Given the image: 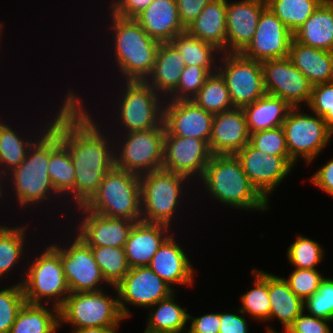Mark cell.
I'll list each match as a JSON object with an SVG mask.
<instances>
[{"label": "cell", "instance_id": "47", "mask_svg": "<svg viewBox=\"0 0 333 333\" xmlns=\"http://www.w3.org/2000/svg\"><path fill=\"white\" fill-rule=\"evenodd\" d=\"M325 277L317 269L295 268L284 278L289 288L304 302L311 297L319 288L321 281Z\"/></svg>", "mask_w": 333, "mask_h": 333}, {"label": "cell", "instance_id": "3", "mask_svg": "<svg viewBox=\"0 0 333 333\" xmlns=\"http://www.w3.org/2000/svg\"><path fill=\"white\" fill-rule=\"evenodd\" d=\"M113 40L114 63L123 81H146L151 75L159 41L150 37L135 18L108 11Z\"/></svg>", "mask_w": 333, "mask_h": 333}, {"label": "cell", "instance_id": "23", "mask_svg": "<svg viewBox=\"0 0 333 333\" xmlns=\"http://www.w3.org/2000/svg\"><path fill=\"white\" fill-rule=\"evenodd\" d=\"M174 237L172 233L164 241L148 267L172 288L173 285L190 286L194 283L195 269L185 249Z\"/></svg>", "mask_w": 333, "mask_h": 333}, {"label": "cell", "instance_id": "21", "mask_svg": "<svg viewBox=\"0 0 333 333\" xmlns=\"http://www.w3.org/2000/svg\"><path fill=\"white\" fill-rule=\"evenodd\" d=\"M266 0H226V53H241L252 41Z\"/></svg>", "mask_w": 333, "mask_h": 333}, {"label": "cell", "instance_id": "32", "mask_svg": "<svg viewBox=\"0 0 333 333\" xmlns=\"http://www.w3.org/2000/svg\"><path fill=\"white\" fill-rule=\"evenodd\" d=\"M268 296L270 300V316L283 325L284 332L304 310V302L289 288L284 277L268 273Z\"/></svg>", "mask_w": 333, "mask_h": 333}, {"label": "cell", "instance_id": "41", "mask_svg": "<svg viewBox=\"0 0 333 333\" xmlns=\"http://www.w3.org/2000/svg\"><path fill=\"white\" fill-rule=\"evenodd\" d=\"M95 262L110 286H116L130 270L124 247H91Z\"/></svg>", "mask_w": 333, "mask_h": 333}, {"label": "cell", "instance_id": "46", "mask_svg": "<svg viewBox=\"0 0 333 333\" xmlns=\"http://www.w3.org/2000/svg\"><path fill=\"white\" fill-rule=\"evenodd\" d=\"M319 115L333 132V81L312 86L309 104L305 107Z\"/></svg>", "mask_w": 333, "mask_h": 333}, {"label": "cell", "instance_id": "5", "mask_svg": "<svg viewBox=\"0 0 333 333\" xmlns=\"http://www.w3.org/2000/svg\"><path fill=\"white\" fill-rule=\"evenodd\" d=\"M38 253L33 260L31 258L27 262V270L23 275L21 273L23 278L18 280L22 285L25 301L42 305L51 302L53 307L60 309L71 293L61 262V248L56 243H51Z\"/></svg>", "mask_w": 333, "mask_h": 333}, {"label": "cell", "instance_id": "57", "mask_svg": "<svg viewBox=\"0 0 333 333\" xmlns=\"http://www.w3.org/2000/svg\"><path fill=\"white\" fill-rule=\"evenodd\" d=\"M3 26H4V25L0 23V39H1V40H2L1 37H2V35H3V34H2V32H3V28H4ZM1 40H0V41H1ZM0 44H2V43H0Z\"/></svg>", "mask_w": 333, "mask_h": 333}, {"label": "cell", "instance_id": "29", "mask_svg": "<svg viewBox=\"0 0 333 333\" xmlns=\"http://www.w3.org/2000/svg\"><path fill=\"white\" fill-rule=\"evenodd\" d=\"M186 31L226 53V0L208 3Z\"/></svg>", "mask_w": 333, "mask_h": 333}, {"label": "cell", "instance_id": "39", "mask_svg": "<svg viewBox=\"0 0 333 333\" xmlns=\"http://www.w3.org/2000/svg\"><path fill=\"white\" fill-rule=\"evenodd\" d=\"M192 100L213 115L234 108L226 81L219 71L206 78L204 85Z\"/></svg>", "mask_w": 333, "mask_h": 333}, {"label": "cell", "instance_id": "33", "mask_svg": "<svg viewBox=\"0 0 333 333\" xmlns=\"http://www.w3.org/2000/svg\"><path fill=\"white\" fill-rule=\"evenodd\" d=\"M291 108L282 98L267 93L244 106L249 133L282 126Z\"/></svg>", "mask_w": 333, "mask_h": 333}, {"label": "cell", "instance_id": "49", "mask_svg": "<svg viewBox=\"0 0 333 333\" xmlns=\"http://www.w3.org/2000/svg\"><path fill=\"white\" fill-rule=\"evenodd\" d=\"M333 321L307 314L304 310L293 321L284 333H331ZM266 333H280L273 327L267 326Z\"/></svg>", "mask_w": 333, "mask_h": 333}, {"label": "cell", "instance_id": "53", "mask_svg": "<svg viewBox=\"0 0 333 333\" xmlns=\"http://www.w3.org/2000/svg\"><path fill=\"white\" fill-rule=\"evenodd\" d=\"M241 315H239V313ZM238 313V314H237ZM237 313L220 312V330L219 333H248V322L245 314L240 311Z\"/></svg>", "mask_w": 333, "mask_h": 333}, {"label": "cell", "instance_id": "12", "mask_svg": "<svg viewBox=\"0 0 333 333\" xmlns=\"http://www.w3.org/2000/svg\"><path fill=\"white\" fill-rule=\"evenodd\" d=\"M218 63L233 107L243 108L266 94L261 62L246 58L242 53H222Z\"/></svg>", "mask_w": 333, "mask_h": 333}, {"label": "cell", "instance_id": "25", "mask_svg": "<svg viewBox=\"0 0 333 333\" xmlns=\"http://www.w3.org/2000/svg\"><path fill=\"white\" fill-rule=\"evenodd\" d=\"M135 19L160 43L170 42L186 31L180 22L176 0H153Z\"/></svg>", "mask_w": 333, "mask_h": 333}, {"label": "cell", "instance_id": "10", "mask_svg": "<svg viewBox=\"0 0 333 333\" xmlns=\"http://www.w3.org/2000/svg\"><path fill=\"white\" fill-rule=\"evenodd\" d=\"M117 133V136L121 137H119V141L114 140V144H116L114 146L116 168L138 175L162 169L165 135L163 123L153 129L131 131L124 134L120 131Z\"/></svg>", "mask_w": 333, "mask_h": 333}, {"label": "cell", "instance_id": "50", "mask_svg": "<svg viewBox=\"0 0 333 333\" xmlns=\"http://www.w3.org/2000/svg\"><path fill=\"white\" fill-rule=\"evenodd\" d=\"M188 323L187 333H219L220 313H206L195 318L188 313Z\"/></svg>", "mask_w": 333, "mask_h": 333}, {"label": "cell", "instance_id": "56", "mask_svg": "<svg viewBox=\"0 0 333 333\" xmlns=\"http://www.w3.org/2000/svg\"><path fill=\"white\" fill-rule=\"evenodd\" d=\"M4 181L8 182V181H7V175H5V174H1V173H0V201L3 200V198H5V197H2V196H5V195H4V192H5V191H3V189H4L3 187L6 186V185H8V184H7L6 182H4ZM5 183H6V184H5ZM3 184H5V185H3ZM1 198H2V199H1Z\"/></svg>", "mask_w": 333, "mask_h": 333}, {"label": "cell", "instance_id": "6", "mask_svg": "<svg viewBox=\"0 0 333 333\" xmlns=\"http://www.w3.org/2000/svg\"><path fill=\"white\" fill-rule=\"evenodd\" d=\"M185 182L190 185L187 177L163 168L141 174V221L165 224L172 228L171 224L177 219L176 213L181 212L183 193L186 187L189 188Z\"/></svg>", "mask_w": 333, "mask_h": 333}, {"label": "cell", "instance_id": "51", "mask_svg": "<svg viewBox=\"0 0 333 333\" xmlns=\"http://www.w3.org/2000/svg\"><path fill=\"white\" fill-rule=\"evenodd\" d=\"M153 0H112L110 12L124 18H136Z\"/></svg>", "mask_w": 333, "mask_h": 333}, {"label": "cell", "instance_id": "2", "mask_svg": "<svg viewBox=\"0 0 333 333\" xmlns=\"http://www.w3.org/2000/svg\"><path fill=\"white\" fill-rule=\"evenodd\" d=\"M205 193L236 210H269L268 201L251 184L236 155H212L200 180Z\"/></svg>", "mask_w": 333, "mask_h": 333}, {"label": "cell", "instance_id": "30", "mask_svg": "<svg viewBox=\"0 0 333 333\" xmlns=\"http://www.w3.org/2000/svg\"><path fill=\"white\" fill-rule=\"evenodd\" d=\"M297 42L333 52V0H324L293 33Z\"/></svg>", "mask_w": 333, "mask_h": 333}, {"label": "cell", "instance_id": "17", "mask_svg": "<svg viewBox=\"0 0 333 333\" xmlns=\"http://www.w3.org/2000/svg\"><path fill=\"white\" fill-rule=\"evenodd\" d=\"M212 152L209 143L190 137L165 134L163 141V169L183 175L190 181L201 179Z\"/></svg>", "mask_w": 333, "mask_h": 333}, {"label": "cell", "instance_id": "19", "mask_svg": "<svg viewBox=\"0 0 333 333\" xmlns=\"http://www.w3.org/2000/svg\"><path fill=\"white\" fill-rule=\"evenodd\" d=\"M213 114L200 108L193 100H167L163 106L165 134L190 137L209 143Z\"/></svg>", "mask_w": 333, "mask_h": 333}, {"label": "cell", "instance_id": "34", "mask_svg": "<svg viewBox=\"0 0 333 333\" xmlns=\"http://www.w3.org/2000/svg\"><path fill=\"white\" fill-rule=\"evenodd\" d=\"M175 297L176 292H173L148 308L150 313L144 332L187 333L188 311L175 301Z\"/></svg>", "mask_w": 333, "mask_h": 333}, {"label": "cell", "instance_id": "16", "mask_svg": "<svg viewBox=\"0 0 333 333\" xmlns=\"http://www.w3.org/2000/svg\"><path fill=\"white\" fill-rule=\"evenodd\" d=\"M261 64L267 94L282 98L291 107L302 108V102L309 104L313 85L289 57L265 60Z\"/></svg>", "mask_w": 333, "mask_h": 333}, {"label": "cell", "instance_id": "9", "mask_svg": "<svg viewBox=\"0 0 333 333\" xmlns=\"http://www.w3.org/2000/svg\"><path fill=\"white\" fill-rule=\"evenodd\" d=\"M114 296L106 290L97 292L70 293L59 309L60 327L65 324L75 328L120 326L125 320L119 307L115 286ZM117 297V298H116Z\"/></svg>", "mask_w": 333, "mask_h": 333}, {"label": "cell", "instance_id": "22", "mask_svg": "<svg viewBox=\"0 0 333 333\" xmlns=\"http://www.w3.org/2000/svg\"><path fill=\"white\" fill-rule=\"evenodd\" d=\"M250 133L243 108L214 114L209 147L213 155H235L249 143Z\"/></svg>", "mask_w": 333, "mask_h": 333}, {"label": "cell", "instance_id": "20", "mask_svg": "<svg viewBox=\"0 0 333 333\" xmlns=\"http://www.w3.org/2000/svg\"><path fill=\"white\" fill-rule=\"evenodd\" d=\"M80 211L76 221L77 235L90 247H124L135 221L112 218L88 211L84 206L74 208ZM82 213V214H81ZM79 222V223H78Z\"/></svg>", "mask_w": 333, "mask_h": 333}, {"label": "cell", "instance_id": "42", "mask_svg": "<svg viewBox=\"0 0 333 333\" xmlns=\"http://www.w3.org/2000/svg\"><path fill=\"white\" fill-rule=\"evenodd\" d=\"M324 250L316 240L300 234L287 248L288 262L298 269H317L324 258Z\"/></svg>", "mask_w": 333, "mask_h": 333}, {"label": "cell", "instance_id": "54", "mask_svg": "<svg viewBox=\"0 0 333 333\" xmlns=\"http://www.w3.org/2000/svg\"><path fill=\"white\" fill-rule=\"evenodd\" d=\"M310 182L333 197V159L318 168L311 176Z\"/></svg>", "mask_w": 333, "mask_h": 333}, {"label": "cell", "instance_id": "4", "mask_svg": "<svg viewBox=\"0 0 333 333\" xmlns=\"http://www.w3.org/2000/svg\"><path fill=\"white\" fill-rule=\"evenodd\" d=\"M49 160L50 126L30 146L25 160L7 174L8 181L11 183L8 188L14 192L12 194L20 208L24 210L35 208L46 200H48L47 203L52 202V197H57L58 200L61 197L55 191L48 175Z\"/></svg>", "mask_w": 333, "mask_h": 333}, {"label": "cell", "instance_id": "18", "mask_svg": "<svg viewBox=\"0 0 333 333\" xmlns=\"http://www.w3.org/2000/svg\"><path fill=\"white\" fill-rule=\"evenodd\" d=\"M293 33L266 7L252 41L241 52L246 58L265 61L289 57Z\"/></svg>", "mask_w": 333, "mask_h": 333}, {"label": "cell", "instance_id": "26", "mask_svg": "<svg viewBox=\"0 0 333 333\" xmlns=\"http://www.w3.org/2000/svg\"><path fill=\"white\" fill-rule=\"evenodd\" d=\"M185 67L181 54L169 42L160 43L153 71L146 82L166 99L177 88Z\"/></svg>", "mask_w": 333, "mask_h": 333}, {"label": "cell", "instance_id": "28", "mask_svg": "<svg viewBox=\"0 0 333 333\" xmlns=\"http://www.w3.org/2000/svg\"><path fill=\"white\" fill-rule=\"evenodd\" d=\"M48 175L55 191L66 202H74L75 170L68 148L60 141L59 133L50 125V160ZM71 197V198H70ZM71 199V200H70Z\"/></svg>", "mask_w": 333, "mask_h": 333}, {"label": "cell", "instance_id": "8", "mask_svg": "<svg viewBox=\"0 0 333 333\" xmlns=\"http://www.w3.org/2000/svg\"><path fill=\"white\" fill-rule=\"evenodd\" d=\"M115 103V119L123 133L148 130L163 123L165 99L146 81H124ZM124 90V91H123ZM120 95V96H119ZM119 119V121L117 120ZM124 129V130H123Z\"/></svg>", "mask_w": 333, "mask_h": 333}, {"label": "cell", "instance_id": "55", "mask_svg": "<svg viewBox=\"0 0 333 333\" xmlns=\"http://www.w3.org/2000/svg\"><path fill=\"white\" fill-rule=\"evenodd\" d=\"M118 327L120 326L75 328L72 333H117Z\"/></svg>", "mask_w": 333, "mask_h": 333}, {"label": "cell", "instance_id": "48", "mask_svg": "<svg viewBox=\"0 0 333 333\" xmlns=\"http://www.w3.org/2000/svg\"><path fill=\"white\" fill-rule=\"evenodd\" d=\"M249 143L257 150L272 155H289L282 126L250 134Z\"/></svg>", "mask_w": 333, "mask_h": 333}, {"label": "cell", "instance_id": "14", "mask_svg": "<svg viewBox=\"0 0 333 333\" xmlns=\"http://www.w3.org/2000/svg\"><path fill=\"white\" fill-rule=\"evenodd\" d=\"M115 287L125 319L131 316L127 305L148 309L176 291L148 266L130 268Z\"/></svg>", "mask_w": 333, "mask_h": 333}, {"label": "cell", "instance_id": "44", "mask_svg": "<svg viewBox=\"0 0 333 333\" xmlns=\"http://www.w3.org/2000/svg\"><path fill=\"white\" fill-rule=\"evenodd\" d=\"M210 74L204 67L196 65L186 66L182 70L177 88L166 100H192L198 94Z\"/></svg>", "mask_w": 333, "mask_h": 333}, {"label": "cell", "instance_id": "43", "mask_svg": "<svg viewBox=\"0 0 333 333\" xmlns=\"http://www.w3.org/2000/svg\"><path fill=\"white\" fill-rule=\"evenodd\" d=\"M22 285L17 284L0 289V333H9L18 311L25 304Z\"/></svg>", "mask_w": 333, "mask_h": 333}, {"label": "cell", "instance_id": "37", "mask_svg": "<svg viewBox=\"0 0 333 333\" xmlns=\"http://www.w3.org/2000/svg\"><path fill=\"white\" fill-rule=\"evenodd\" d=\"M27 229V225L7 227L0 224V279L23 260Z\"/></svg>", "mask_w": 333, "mask_h": 333}, {"label": "cell", "instance_id": "36", "mask_svg": "<svg viewBox=\"0 0 333 333\" xmlns=\"http://www.w3.org/2000/svg\"><path fill=\"white\" fill-rule=\"evenodd\" d=\"M169 43L181 54L186 66L204 67L210 73L218 71L219 63L216 61H219L217 57L222 52L214 45L195 38L187 31L175 36Z\"/></svg>", "mask_w": 333, "mask_h": 333}, {"label": "cell", "instance_id": "38", "mask_svg": "<svg viewBox=\"0 0 333 333\" xmlns=\"http://www.w3.org/2000/svg\"><path fill=\"white\" fill-rule=\"evenodd\" d=\"M254 281L253 289L248 290L242 296L240 311L247 313L253 320L268 321L270 316V300L268 296V272L259 269L251 271Z\"/></svg>", "mask_w": 333, "mask_h": 333}, {"label": "cell", "instance_id": "24", "mask_svg": "<svg viewBox=\"0 0 333 333\" xmlns=\"http://www.w3.org/2000/svg\"><path fill=\"white\" fill-rule=\"evenodd\" d=\"M174 233L160 223L135 222L124 246L130 268L148 266L164 241Z\"/></svg>", "mask_w": 333, "mask_h": 333}, {"label": "cell", "instance_id": "27", "mask_svg": "<svg viewBox=\"0 0 333 333\" xmlns=\"http://www.w3.org/2000/svg\"><path fill=\"white\" fill-rule=\"evenodd\" d=\"M289 58L312 85L333 81V52L303 45L292 39Z\"/></svg>", "mask_w": 333, "mask_h": 333}, {"label": "cell", "instance_id": "1", "mask_svg": "<svg viewBox=\"0 0 333 333\" xmlns=\"http://www.w3.org/2000/svg\"><path fill=\"white\" fill-rule=\"evenodd\" d=\"M76 91L69 90L53 114L51 126L68 148L75 170V208L85 206L97 193L104 175L115 166L114 137L106 135L98 120L89 114ZM96 120V121H95ZM116 134V135H115ZM107 136H112L109 139Z\"/></svg>", "mask_w": 333, "mask_h": 333}, {"label": "cell", "instance_id": "7", "mask_svg": "<svg viewBox=\"0 0 333 333\" xmlns=\"http://www.w3.org/2000/svg\"><path fill=\"white\" fill-rule=\"evenodd\" d=\"M84 207L107 217L141 221L140 175L114 166Z\"/></svg>", "mask_w": 333, "mask_h": 333}, {"label": "cell", "instance_id": "40", "mask_svg": "<svg viewBox=\"0 0 333 333\" xmlns=\"http://www.w3.org/2000/svg\"><path fill=\"white\" fill-rule=\"evenodd\" d=\"M324 0H266L267 7L294 33Z\"/></svg>", "mask_w": 333, "mask_h": 333}, {"label": "cell", "instance_id": "11", "mask_svg": "<svg viewBox=\"0 0 333 333\" xmlns=\"http://www.w3.org/2000/svg\"><path fill=\"white\" fill-rule=\"evenodd\" d=\"M300 111V107H292L282 128L290 159L295 164L303 159L308 165L329 145L333 132L319 115Z\"/></svg>", "mask_w": 333, "mask_h": 333}, {"label": "cell", "instance_id": "15", "mask_svg": "<svg viewBox=\"0 0 333 333\" xmlns=\"http://www.w3.org/2000/svg\"><path fill=\"white\" fill-rule=\"evenodd\" d=\"M251 184L268 201L276 187L296 165L289 155H272L255 149L250 143L236 154Z\"/></svg>", "mask_w": 333, "mask_h": 333}, {"label": "cell", "instance_id": "31", "mask_svg": "<svg viewBox=\"0 0 333 333\" xmlns=\"http://www.w3.org/2000/svg\"><path fill=\"white\" fill-rule=\"evenodd\" d=\"M51 118V119H50ZM48 122L40 125L38 131H34L32 136L28 134L26 138L24 134L16 132V128H11L10 124L5 123L7 120L0 121V173L7 175L14 168L19 166L26 158L30 146L34 141L51 125L52 117ZM39 132V133H38ZM36 133V134H35ZM24 135V136H23ZM34 135V137H33ZM36 135V136H35ZM38 135V136H37ZM22 136V137H21ZM25 137V138H24ZM31 137V138H30ZM34 138V139H33Z\"/></svg>", "mask_w": 333, "mask_h": 333}, {"label": "cell", "instance_id": "52", "mask_svg": "<svg viewBox=\"0 0 333 333\" xmlns=\"http://www.w3.org/2000/svg\"><path fill=\"white\" fill-rule=\"evenodd\" d=\"M212 0H176L180 22L186 29Z\"/></svg>", "mask_w": 333, "mask_h": 333}, {"label": "cell", "instance_id": "13", "mask_svg": "<svg viewBox=\"0 0 333 333\" xmlns=\"http://www.w3.org/2000/svg\"><path fill=\"white\" fill-rule=\"evenodd\" d=\"M75 234L66 246L56 242L61 248V262L70 292H97L103 290L104 284L111 287L103 278L91 247Z\"/></svg>", "mask_w": 333, "mask_h": 333}, {"label": "cell", "instance_id": "35", "mask_svg": "<svg viewBox=\"0 0 333 333\" xmlns=\"http://www.w3.org/2000/svg\"><path fill=\"white\" fill-rule=\"evenodd\" d=\"M59 327L58 308L25 302L18 311L9 333H55Z\"/></svg>", "mask_w": 333, "mask_h": 333}, {"label": "cell", "instance_id": "45", "mask_svg": "<svg viewBox=\"0 0 333 333\" xmlns=\"http://www.w3.org/2000/svg\"><path fill=\"white\" fill-rule=\"evenodd\" d=\"M303 306L308 314L333 321V278L325 277L318 290L304 301Z\"/></svg>", "mask_w": 333, "mask_h": 333}]
</instances>
